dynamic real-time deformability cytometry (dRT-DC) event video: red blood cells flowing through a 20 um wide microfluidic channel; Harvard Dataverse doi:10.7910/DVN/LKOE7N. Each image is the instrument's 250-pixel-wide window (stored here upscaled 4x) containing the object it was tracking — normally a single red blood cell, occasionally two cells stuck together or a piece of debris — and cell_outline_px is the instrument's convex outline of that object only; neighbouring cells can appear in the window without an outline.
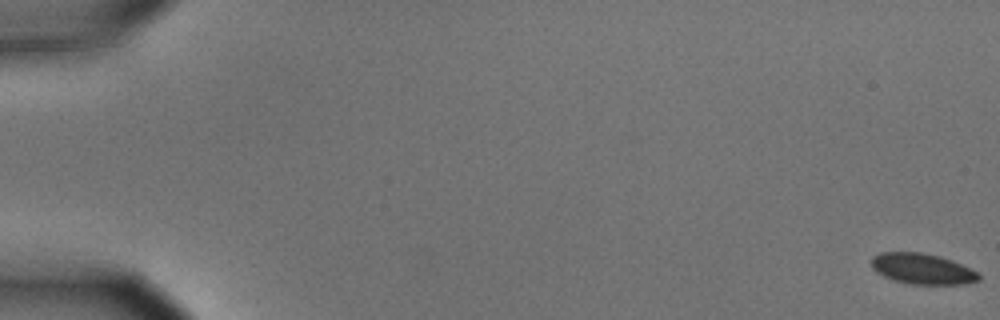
{"species": "common noctule bat (a hibernating species)", "species_latin": "Nyctalus noctula", "temperature_condition": "cold", "stored_images_in_passage": 57, "camera_frame_rate_fps": 3000, "um_per_image_px": 0.085, "animal": {"sex": "male", "body_mass_g": 15.6}, "frame": {"image": 1, "passage_image": 1, "time_ms": 0.0, "image_size_px": [1000, 320], "cell_outline_px": [[980, 280], [964, 284], [908, 284], [892, 280], [876, 272], [872, 268], [872, 256], [880, 252], [920, 252], [940, 256], [980, 272]], "centroid_in_image_um": [78.39, 22.85], "position_along_channel_um": 6.6, "area_um2": 19.31}}
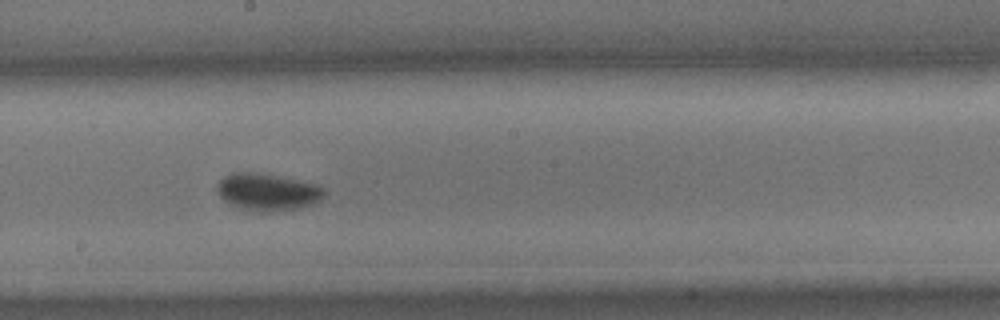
{"frame": {"image": 2, "passage_image": 33, "time_ms": 10.667, "image_size_px": [1000, 320], "cell_outline_px": [[328, 192], [320, 200], [312, 204], [300, 208], [276, 212], [260, 212], [240, 208], [224, 200], [220, 196], [216, 188], [216, 184], [224, 176], [232, 172], [256, 172], [316, 184], [324, 188]], "centroid_in_image_um": [22.75, 16.33], "position_along_channel_um": 225.5, "area_um2": 23.29}}
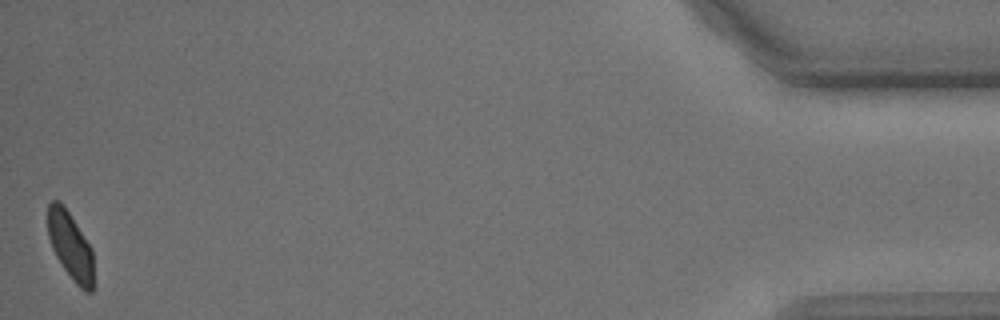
{"frame": {"image": 3, "passage_image": 57, "time_ms": 18.667, "image_size_px": [1000, 320], "cell_outline_px": [[92, 292], [84, 292], [72, 280], [56, 256], [52, 248], [48, 236], [48, 204], [52, 200], [60, 200], [64, 204], [92, 248]], "centroid_in_image_um": [5.97, 20.86], "position_along_channel_um": 429.2, "area_um2": 17.98}, "authors_computed_cell_mechanics": {"area_um2": 20.3456, "velocity_mm_per_s": 3.6016, "shape_relaxation_time_tau1_ms": 3.8141, "shape_relaxation_time_tau2_ms": null, "deformation_change_tau1": 0.0865, "deformation_change_tau2": null}}